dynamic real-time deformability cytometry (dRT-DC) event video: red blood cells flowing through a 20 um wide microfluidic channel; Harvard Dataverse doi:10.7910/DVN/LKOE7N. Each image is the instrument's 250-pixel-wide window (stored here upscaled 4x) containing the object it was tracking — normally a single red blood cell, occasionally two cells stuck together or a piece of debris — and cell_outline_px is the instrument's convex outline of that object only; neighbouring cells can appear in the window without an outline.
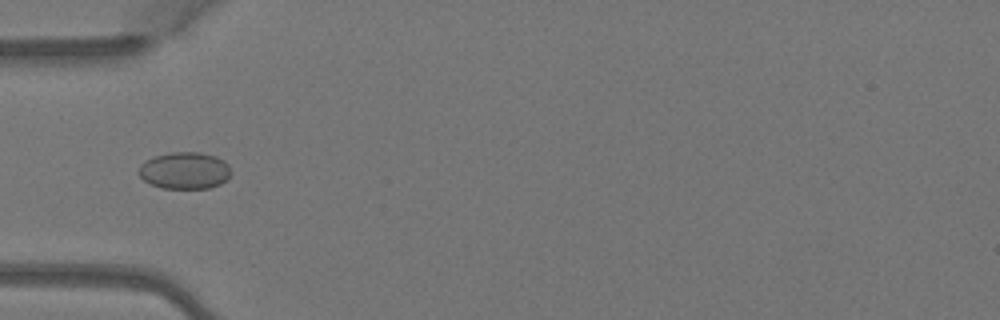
{"species": "Egyptian fruit bat (a non-hibernating species)", "species_latin": "Rousettus aegyptiacus", "temperature_condition": "warm", "stored_images_in_passage": 5, "camera_frame_rate_fps": 3000, "um_per_image_px": 0.085, "animal": {"sex": "female"}, "frame": {"image": 1, "passage_image": 4, "time_ms": 1.0, "image_size_px": [1000, 320], "cell_outline_px": [[232, 172], [228, 180], [220, 184], [208, 188], [160, 188], [144, 180], [140, 176], [140, 164], [144, 160], [156, 156], [172, 152], [200, 152], [216, 156], [224, 160], [228, 164]], "centroid_in_image_um": [15.74, 14.49], "position_along_channel_um": 69.3, "area_um2": 19.94}}
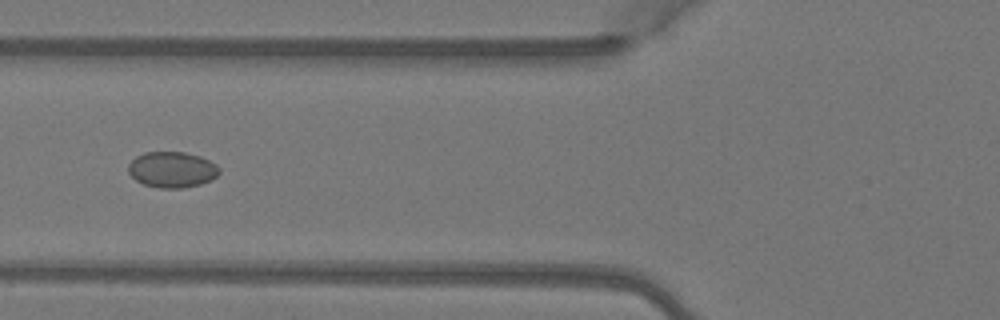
{"frame": {"image": 2, "passage_image": 5, "time_ms": 1.333, "image_size_px": [1000, 320], "cell_outline_px": [[220, 172], [216, 176], [200, 184], [184, 188], [160, 188], [144, 184], [136, 180], [128, 172], [128, 164], [136, 156], [144, 152], [184, 152], [200, 156], [216, 164], [220, 168]], "centroid_in_image_um": [14.61, 14.41], "position_along_channel_um": 111.2, "area_um2": 18.96}}